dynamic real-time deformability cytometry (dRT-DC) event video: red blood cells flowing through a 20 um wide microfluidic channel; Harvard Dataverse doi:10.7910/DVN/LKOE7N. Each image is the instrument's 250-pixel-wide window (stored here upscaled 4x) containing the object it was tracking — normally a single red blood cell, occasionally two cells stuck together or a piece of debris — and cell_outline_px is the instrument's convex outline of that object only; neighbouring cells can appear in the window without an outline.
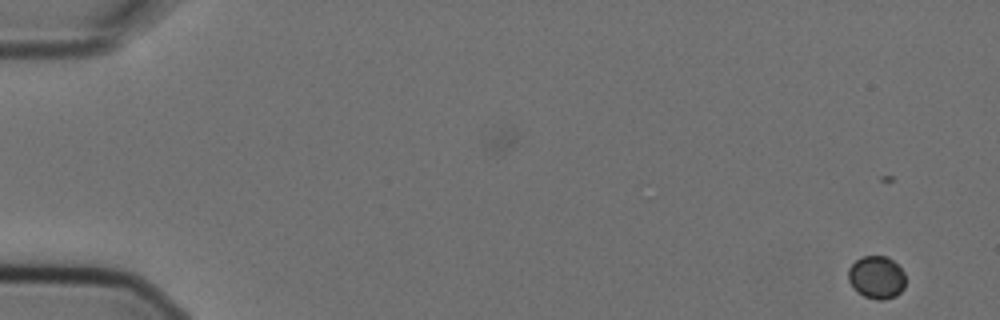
{"species": "Egyptian fruit bat (a non-hibernating species)", "species_latin": "Rousettus aegyptiacus", "temperature_condition": "cold", "stored_images_in_passage": 6, "camera_frame_rate_fps": 3000, "um_per_image_px": 0.085, "animal": {"sex": "female"}, "frame": {"image": 1, "passage_image": 2, "time_ms": 0.333, "image_size_px": [1000, 320], "cell_outline_px": [[904, 288], [896, 296], [884, 300], [876, 300], [864, 296], [852, 288], [848, 280], [848, 268], [856, 260], [864, 256], [884, 256], [892, 260], [904, 272]], "centroid_in_image_um": [74.49, 23.59], "position_along_channel_um": 10.5, "area_um2": 14.28}}
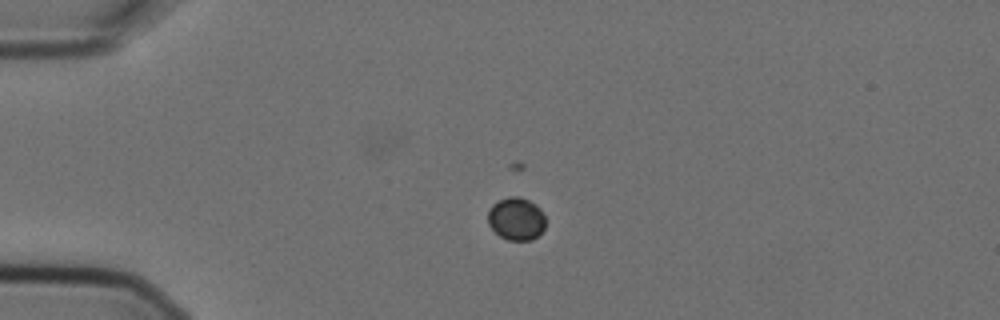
{"frame": {"image": 2, "passage_image": 5, "time_ms": 1.333, "image_size_px": [1000, 320], "cell_outline_px": [[544, 228], [532, 240], [508, 240], [500, 236], [488, 224], [488, 212], [492, 204], [508, 196], [520, 196], [536, 204], [540, 208], [544, 216]], "centroid_in_image_um": [43.87, 18.58], "position_along_channel_um": 41.1, "area_um2": 14.28}}
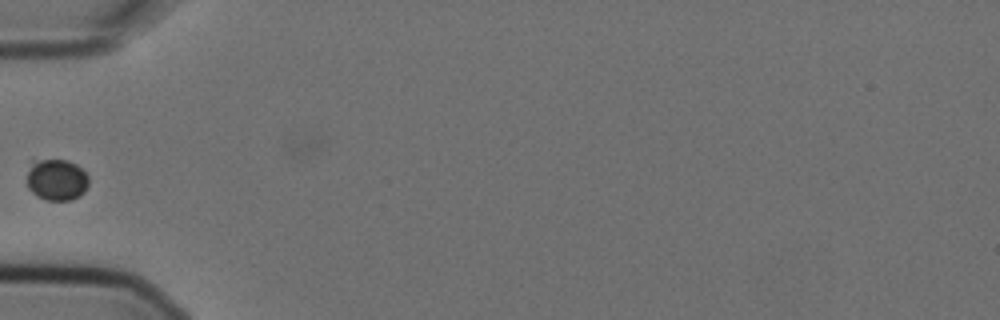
{"frame": {"image": 3, "passage_image": 6, "time_ms": 1.667, "image_size_px": [1000, 320], "cell_outline_px": [[88, 184], [84, 192], [80, 196], [72, 200], [44, 200], [32, 192], [28, 188], [28, 172], [32, 164], [40, 160], [68, 160], [76, 164], [88, 176]], "centroid_in_image_um": [4.84, 15.3], "position_along_channel_um": 80.2, "area_um2": 14.74}}